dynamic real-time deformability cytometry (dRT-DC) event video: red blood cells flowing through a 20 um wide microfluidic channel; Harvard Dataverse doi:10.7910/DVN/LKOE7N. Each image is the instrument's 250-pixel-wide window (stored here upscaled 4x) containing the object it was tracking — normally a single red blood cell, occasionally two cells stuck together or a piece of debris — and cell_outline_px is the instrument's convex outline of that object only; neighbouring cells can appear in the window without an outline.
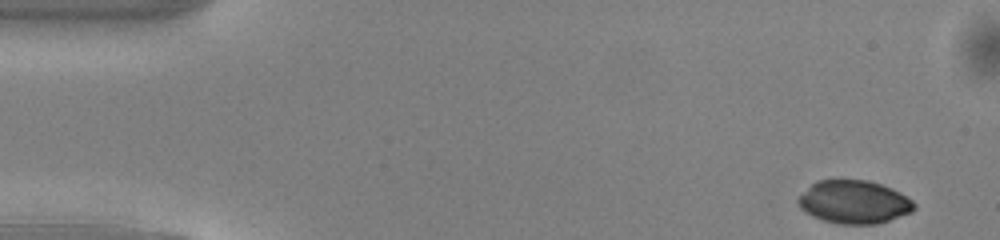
{"species": "common noctule bat (a hibernating species)", "species_latin": "Nyctalus noctula", "temperature_condition": "warm", "stored_images_in_passage": 48, "camera_frame_rate_fps": 3000, "um_per_image_px": 0.085, "animal": {"sex": "male", "body_mass_g": 13.0, "forearm_length_mm": 53.1}, "frame": {"image": 1, "passage_image": 1, "time_ms": 0.0, "image_size_px": [1000, 240], "cell_outline_px": [[916, 208], [912, 212], [876, 224], [836, 224], [812, 216], [804, 212], [800, 208], [796, 200], [816, 180], [868, 180], [880, 184], [900, 192], [912, 200], [916, 204]], "centroid_in_image_um": [72.59, 17.18], "position_along_channel_um": 12.4, "area_um2": 29.13}}
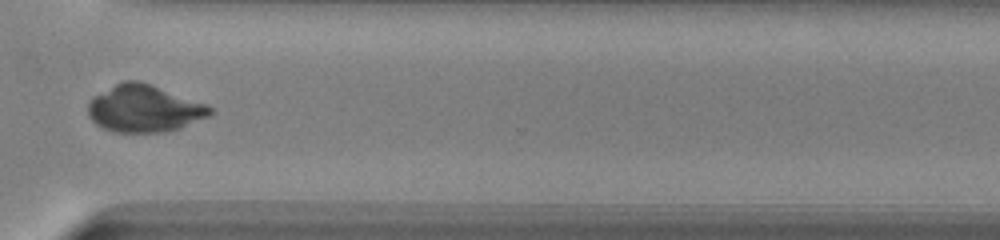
{"frame": {"image": 2, "passage_image": 35, "time_ms": 11.333, "image_size_px": [1000, 240], "cell_outline_px": [[212, 112], [208, 116], [180, 128], [164, 132], [112, 132], [96, 124], [88, 116], [88, 104], [96, 96], [116, 84], [124, 80], [140, 80], [204, 104], [212, 108]], "centroid_in_image_um": [12.23, 9.24], "position_along_channel_um": 358.4, "area_um2": 32.89}}
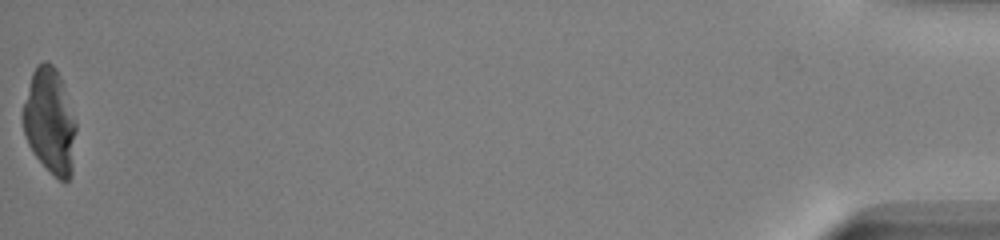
{"frame": {"image": 3, "passage_image": 48, "time_ms": 15.667, "image_size_px": [1000, 240], "cell_outline_px": [[76, 128], [72, 176], [64, 184], [32, 152], [28, 144], [24, 132], [20, 116], [32, 72], [36, 64], [44, 60], [48, 60], [56, 68], [60, 76], [76, 124]], "centroid_in_image_um": [4.22, 10.28], "position_along_channel_um": 431.0, "area_um2": 32.71}}